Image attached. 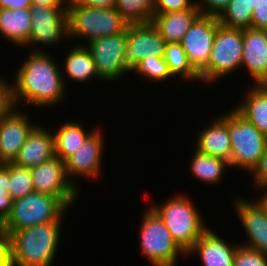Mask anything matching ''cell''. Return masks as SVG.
I'll use <instances>...</instances> for the list:
<instances>
[{
  "mask_svg": "<svg viewBox=\"0 0 267 266\" xmlns=\"http://www.w3.org/2000/svg\"><path fill=\"white\" fill-rule=\"evenodd\" d=\"M29 54L14 74L16 76L12 89L15 107L30 104L37 108H49L58 105L57 103H61L65 98L68 84L63 78L60 66L47 51H30Z\"/></svg>",
  "mask_w": 267,
  "mask_h": 266,
  "instance_id": "cell-1",
  "label": "cell"
},
{
  "mask_svg": "<svg viewBox=\"0 0 267 266\" xmlns=\"http://www.w3.org/2000/svg\"><path fill=\"white\" fill-rule=\"evenodd\" d=\"M61 228V222H50L10 233L11 266H52Z\"/></svg>",
  "mask_w": 267,
  "mask_h": 266,
  "instance_id": "cell-2",
  "label": "cell"
},
{
  "mask_svg": "<svg viewBox=\"0 0 267 266\" xmlns=\"http://www.w3.org/2000/svg\"><path fill=\"white\" fill-rule=\"evenodd\" d=\"M170 231L178 246L186 253L209 228L200 211L185 194L177 193L160 205L150 204Z\"/></svg>",
  "mask_w": 267,
  "mask_h": 266,
  "instance_id": "cell-3",
  "label": "cell"
},
{
  "mask_svg": "<svg viewBox=\"0 0 267 266\" xmlns=\"http://www.w3.org/2000/svg\"><path fill=\"white\" fill-rule=\"evenodd\" d=\"M128 23L115 8H92L69 0L67 8L68 38L89 41L124 32Z\"/></svg>",
  "mask_w": 267,
  "mask_h": 266,
  "instance_id": "cell-4",
  "label": "cell"
},
{
  "mask_svg": "<svg viewBox=\"0 0 267 266\" xmlns=\"http://www.w3.org/2000/svg\"><path fill=\"white\" fill-rule=\"evenodd\" d=\"M69 205L49 194L32 192L13 200L12 210L0 225L7 237L10 233L50 222H62ZM66 210V211H65Z\"/></svg>",
  "mask_w": 267,
  "mask_h": 266,
  "instance_id": "cell-5",
  "label": "cell"
},
{
  "mask_svg": "<svg viewBox=\"0 0 267 266\" xmlns=\"http://www.w3.org/2000/svg\"><path fill=\"white\" fill-rule=\"evenodd\" d=\"M140 225V251L150 265L177 266L179 256H187L174 241L164 221L150 206L142 214Z\"/></svg>",
  "mask_w": 267,
  "mask_h": 266,
  "instance_id": "cell-6",
  "label": "cell"
},
{
  "mask_svg": "<svg viewBox=\"0 0 267 266\" xmlns=\"http://www.w3.org/2000/svg\"><path fill=\"white\" fill-rule=\"evenodd\" d=\"M242 49L243 29L230 28L219 23L208 66L199 74L201 83L211 85L241 69Z\"/></svg>",
  "mask_w": 267,
  "mask_h": 266,
  "instance_id": "cell-7",
  "label": "cell"
},
{
  "mask_svg": "<svg viewBox=\"0 0 267 266\" xmlns=\"http://www.w3.org/2000/svg\"><path fill=\"white\" fill-rule=\"evenodd\" d=\"M232 108L229 111V134L232 145L230 168L237 167L250 173L264 152L267 136L239 114L234 106Z\"/></svg>",
  "mask_w": 267,
  "mask_h": 266,
  "instance_id": "cell-8",
  "label": "cell"
},
{
  "mask_svg": "<svg viewBox=\"0 0 267 266\" xmlns=\"http://www.w3.org/2000/svg\"><path fill=\"white\" fill-rule=\"evenodd\" d=\"M67 8L68 6L44 5H32L29 8L31 32L26 46L32 49L30 51L44 52L41 46H55L63 39H68Z\"/></svg>",
  "mask_w": 267,
  "mask_h": 266,
  "instance_id": "cell-9",
  "label": "cell"
},
{
  "mask_svg": "<svg viewBox=\"0 0 267 266\" xmlns=\"http://www.w3.org/2000/svg\"><path fill=\"white\" fill-rule=\"evenodd\" d=\"M90 51L99 76L106 81H116L131 72L124 60L126 30L118 35L95 38L85 45Z\"/></svg>",
  "mask_w": 267,
  "mask_h": 266,
  "instance_id": "cell-10",
  "label": "cell"
},
{
  "mask_svg": "<svg viewBox=\"0 0 267 266\" xmlns=\"http://www.w3.org/2000/svg\"><path fill=\"white\" fill-rule=\"evenodd\" d=\"M34 192L45 193L63 199L69 206L77 202L79 186L67 177L65 162L58 157L31 167Z\"/></svg>",
  "mask_w": 267,
  "mask_h": 266,
  "instance_id": "cell-11",
  "label": "cell"
},
{
  "mask_svg": "<svg viewBox=\"0 0 267 266\" xmlns=\"http://www.w3.org/2000/svg\"><path fill=\"white\" fill-rule=\"evenodd\" d=\"M218 25V17L200 15L180 42L190 65L198 74L208 66Z\"/></svg>",
  "mask_w": 267,
  "mask_h": 266,
  "instance_id": "cell-12",
  "label": "cell"
},
{
  "mask_svg": "<svg viewBox=\"0 0 267 266\" xmlns=\"http://www.w3.org/2000/svg\"><path fill=\"white\" fill-rule=\"evenodd\" d=\"M166 44L165 39L151 22L128 25L124 51L126 66L132 70L143 59L164 57Z\"/></svg>",
  "mask_w": 267,
  "mask_h": 266,
  "instance_id": "cell-13",
  "label": "cell"
},
{
  "mask_svg": "<svg viewBox=\"0 0 267 266\" xmlns=\"http://www.w3.org/2000/svg\"><path fill=\"white\" fill-rule=\"evenodd\" d=\"M100 127L96 129L86 141L73 153L66 161V173L68 179L77 187L78 183L74 180L86 177L87 179H98L103 175V152L105 151V141ZM100 174V175H99ZM72 177V178H71ZM73 177H76L75 179Z\"/></svg>",
  "mask_w": 267,
  "mask_h": 266,
  "instance_id": "cell-14",
  "label": "cell"
},
{
  "mask_svg": "<svg viewBox=\"0 0 267 266\" xmlns=\"http://www.w3.org/2000/svg\"><path fill=\"white\" fill-rule=\"evenodd\" d=\"M234 209L238 216L245 234H247V241L243 246L254 249L267 255V205L259 197L253 201L248 199L235 198Z\"/></svg>",
  "mask_w": 267,
  "mask_h": 266,
  "instance_id": "cell-15",
  "label": "cell"
},
{
  "mask_svg": "<svg viewBox=\"0 0 267 266\" xmlns=\"http://www.w3.org/2000/svg\"><path fill=\"white\" fill-rule=\"evenodd\" d=\"M35 124L16 107L0 122V164L15 161Z\"/></svg>",
  "mask_w": 267,
  "mask_h": 266,
  "instance_id": "cell-16",
  "label": "cell"
},
{
  "mask_svg": "<svg viewBox=\"0 0 267 266\" xmlns=\"http://www.w3.org/2000/svg\"><path fill=\"white\" fill-rule=\"evenodd\" d=\"M242 53L241 68H246L253 84H267V30L243 29Z\"/></svg>",
  "mask_w": 267,
  "mask_h": 266,
  "instance_id": "cell-17",
  "label": "cell"
},
{
  "mask_svg": "<svg viewBox=\"0 0 267 266\" xmlns=\"http://www.w3.org/2000/svg\"><path fill=\"white\" fill-rule=\"evenodd\" d=\"M196 147L198 151L226 160L231 161V140L229 134V111L224 115L209 123L206 128H203L197 135Z\"/></svg>",
  "mask_w": 267,
  "mask_h": 266,
  "instance_id": "cell-18",
  "label": "cell"
},
{
  "mask_svg": "<svg viewBox=\"0 0 267 266\" xmlns=\"http://www.w3.org/2000/svg\"><path fill=\"white\" fill-rule=\"evenodd\" d=\"M238 245L228 244L209 227L195 242L187 256L198 254L203 266H233Z\"/></svg>",
  "mask_w": 267,
  "mask_h": 266,
  "instance_id": "cell-19",
  "label": "cell"
},
{
  "mask_svg": "<svg viewBox=\"0 0 267 266\" xmlns=\"http://www.w3.org/2000/svg\"><path fill=\"white\" fill-rule=\"evenodd\" d=\"M55 156L52 132L37 124L29 133L13 163L20 167L31 168Z\"/></svg>",
  "mask_w": 267,
  "mask_h": 266,
  "instance_id": "cell-20",
  "label": "cell"
},
{
  "mask_svg": "<svg viewBox=\"0 0 267 266\" xmlns=\"http://www.w3.org/2000/svg\"><path fill=\"white\" fill-rule=\"evenodd\" d=\"M200 15L199 9L154 13L151 23L157 28L166 43H180Z\"/></svg>",
  "mask_w": 267,
  "mask_h": 266,
  "instance_id": "cell-21",
  "label": "cell"
},
{
  "mask_svg": "<svg viewBox=\"0 0 267 266\" xmlns=\"http://www.w3.org/2000/svg\"><path fill=\"white\" fill-rule=\"evenodd\" d=\"M248 88L234 109L267 136V84Z\"/></svg>",
  "mask_w": 267,
  "mask_h": 266,
  "instance_id": "cell-22",
  "label": "cell"
},
{
  "mask_svg": "<svg viewBox=\"0 0 267 266\" xmlns=\"http://www.w3.org/2000/svg\"><path fill=\"white\" fill-rule=\"evenodd\" d=\"M30 9H0V34L14 46L26 47L30 39Z\"/></svg>",
  "mask_w": 267,
  "mask_h": 266,
  "instance_id": "cell-23",
  "label": "cell"
},
{
  "mask_svg": "<svg viewBox=\"0 0 267 266\" xmlns=\"http://www.w3.org/2000/svg\"><path fill=\"white\" fill-rule=\"evenodd\" d=\"M64 61L61 73L62 75L65 73L73 81L86 83L89 79L92 80L93 78L94 80H103L99 76L93 57L85 45L75 44L68 51Z\"/></svg>",
  "mask_w": 267,
  "mask_h": 266,
  "instance_id": "cell-24",
  "label": "cell"
},
{
  "mask_svg": "<svg viewBox=\"0 0 267 266\" xmlns=\"http://www.w3.org/2000/svg\"><path fill=\"white\" fill-rule=\"evenodd\" d=\"M79 122L66 121L53 131L55 155L66 161L96 130L87 131Z\"/></svg>",
  "mask_w": 267,
  "mask_h": 266,
  "instance_id": "cell-25",
  "label": "cell"
},
{
  "mask_svg": "<svg viewBox=\"0 0 267 266\" xmlns=\"http://www.w3.org/2000/svg\"><path fill=\"white\" fill-rule=\"evenodd\" d=\"M191 175L204 184L216 185L223 179L229 162L224 159L204 154L197 149L193 150L190 162Z\"/></svg>",
  "mask_w": 267,
  "mask_h": 266,
  "instance_id": "cell-26",
  "label": "cell"
},
{
  "mask_svg": "<svg viewBox=\"0 0 267 266\" xmlns=\"http://www.w3.org/2000/svg\"><path fill=\"white\" fill-rule=\"evenodd\" d=\"M164 60L173 77L179 75L185 81H200L199 74L192 68L181 43H167Z\"/></svg>",
  "mask_w": 267,
  "mask_h": 266,
  "instance_id": "cell-27",
  "label": "cell"
},
{
  "mask_svg": "<svg viewBox=\"0 0 267 266\" xmlns=\"http://www.w3.org/2000/svg\"><path fill=\"white\" fill-rule=\"evenodd\" d=\"M115 9L129 25L150 23L154 15V0H117Z\"/></svg>",
  "mask_w": 267,
  "mask_h": 266,
  "instance_id": "cell-28",
  "label": "cell"
},
{
  "mask_svg": "<svg viewBox=\"0 0 267 266\" xmlns=\"http://www.w3.org/2000/svg\"><path fill=\"white\" fill-rule=\"evenodd\" d=\"M252 11V0H231L218 17L219 23L230 28H251Z\"/></svg>",
  "mask_w": 267,
  "mask_h": 266,
  "instance_id": "cell-29",
  "label": "cell"
},
{
  "mask_svg": "<svg viewBox=\"0 0 267 266\" xmlns=\"http://www.w3.org/2000/svg\"><path fill=\"white\" fill-rule=\"evenodd\" d=\"M7 190L13 200L22 198L34 192L30 168L20 167L14 163H8Z\"/></svg>",
  "mask_w": 267,
  "mask_h": 266,
  "instance_id": "cell-30",
  "label": "cell"
},
{
  "mask_svg": "<svg viewBox=\"0 0 267 266\" xmlns=\"http://www.w3.org/2000/svg\"><path fill=\"white\" fill-rule=\"evenodd\" d=\"M135 72L139 77H143L144 80L148 79L151 82H163L172 78L168 65L166 64L164 57L146 58L139 61L131 70V73ZM161 81V82H160Z\"/></svg>",
  "mask_w": 267,
  "mask_h": 266,
  "instance_id": "cell-31",
  "label": "cell"
},
{
  "mask_svg": "<svg viewBox=\"0 0 267 266\" xmlns=\"http://www.w3.org/2000/svg\"><path fill=\"white\" fill-rule=\"evenodd\" d=\"M233 266H267V255L240 244L235 253Z\"/></svg>",
  "mask_w": 267,
  "mask_h": 266,
  "instance_id": "cell-32",
  "label": "cell"
},
{
  "mask_svg": "<svg viewBox=\"0 0 267 266\" xmlns=\"http://www.w3.org/2000/svg\"><path fill=\"white\" fill-rule=\"evenodd\" d=\"M8 163L0 164V225L9 216L12 210L13 199L7 190Z\"/></svg>",
  "mask_w": 267,
  "mask_h": 266,
  "instance_id": "cell-33",
  "label": "cell"
},
{
  "mask_svg": "<svg viewBox=\"0 0 267 266\" xmlns=\"http://www.w3.org/2000/svg\"><path fill=\"white\" fill-rule=\"evenodd\" d=\"M198 9L193 0H154V13L176 12Z\"/></svg>",
  "mask_w": 267,
  "mask_h": 266,
  "instance_id": "cell-34",
  "label": "cell"
},
{
  "mask_svg": "<svg viewBox=\"0 0 267 266\" xmlns=\"http://www.w3.org/2000/svg\"><path fill=\"white\" fill-rule=\"evenodd\" d=\"M253 174V188L256 187V190H263L262 195L267 194V143L264 149V152L254 169L250 172Z\"/></svg>",
  "mask_w": 267,
  "mask_h": 266,
  "instance_id": "cell-35",
  "label": "cell"
},
{
  "mask_svg": "<svg viewBox=\"0 0 267 266\" xmlns=\"http://www.w3.org/2000/svg\"><path fill=\"white\" fill-rule=\"evenodd\" d=\"M15 108L11 82L0 77V122Z\"/></svg>",
  "mask_w": 267,
  "mask_h": 266,
  "instance_id": "cell-36",
  "label": "cell"
},
{
  "mask_svg": "<svg viewBox=\"0 0 267 266\" xmlns=\"http://www.w3.org/2000/svg\"><path fill=\"white\" fill-rule=\"evenodd\" d=\"M251 28L267 30V0H252Z\"/></svg>",
  "mask_w": 267,
  "mask_h": 266,
  "instance_id": "cell-37",
  "label": "cell"
},
{
  "mask_svg": "<svg viewBox=\"0 0 267 266\" xmlns=\"http://www.w3.org/2000/svg\"><path fill=\"white\" fill-rule=\"evenodd\" d=\"M231 0H197L196 6L203 16L219 17Z\"/></svg>",
  "mask_w": 267,
  "mask_h": 266,
  "instance_id": "cell-38",
  "label": "cell"
},
{
  "mask_svg": "<svg viewBox=\"0 0 267 266\" xmlns=\"http://www.w3.org/2000/svg\"><path fill=\"white\" fill-rule=\"evenodd\" d=\"M0 266H11L10 244L0 228Z\"/></svg>",
  "mask_w": 267,
  "mask_h": 266,
  "instance_id": "cell-39",
  "label": "cell"
},
{
  "mask_svg": "<svg viewBox=\"0 0 267 266\" xmlns=\"http://www.w3.org/2000/svg\"><path fill=\"white\" fill-rule=\"evenodd\" d=\"M32 5L31 0H0V9H27Z\"/></svg>",
  "mask_w": 267,
  "mask_h": 266,
  "instance_id": "cell-40",
  "label": "cell"
},
{
  "mask_svg": "<svg viewBox=\"0 0 267 266\" xmlns=\"http://www.w3.org/2000/svg\"><path fill=\"white\" fill-rule=\"evenodd\" d=\"M80 5L92 8H115L117 0H76Z\"/></svg>",
  "mask_w": 267,
  "mask_h": 266,
  "instance_id": "cell-41",
  "label": "cell"
},
{
  "mask_svg": "<svg viewBox=\"0 0 267 266\" xmlns=\"http://www.w3.org/2000/svg\"><path fill=\"white\" fill-rule=\"evenodd\" d=\"M33 5L68 6L69 0H31Z\"/></svg>",
  "mask_w": 267,
  "mask_h": 266,
  "instance_id": "cell-42",
  "label": "cell"
},
{
  "mask_svg": "<svg viewBox=\"0 0 267 266\" xmlns=\"http://www.w3.org/2000/svg\"><path fill=\"white\" fill-rule=\"evenodd\" d=\"M261 199L266 203L267 205V194H264V195H260Z\"/></svg>",
  "mask_w": 267,
  "mask_h": 266,
  "instance_id": "cell-43",
  "label": "cell"
}]
</instances>
